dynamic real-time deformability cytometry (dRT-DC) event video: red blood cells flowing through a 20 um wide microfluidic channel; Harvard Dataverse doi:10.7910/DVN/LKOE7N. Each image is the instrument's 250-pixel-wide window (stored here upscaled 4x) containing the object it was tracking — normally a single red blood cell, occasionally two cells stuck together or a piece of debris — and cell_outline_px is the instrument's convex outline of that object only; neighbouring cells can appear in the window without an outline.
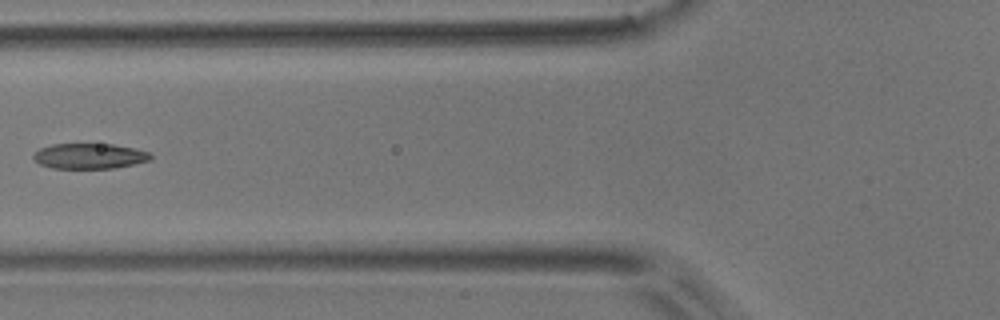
{"species": "common noctule bat (a hibernating species)", "species_latin": "Nyctalus noctula", "temperature_condition": "room temperature", "stored_images_in_passage": 6, "camera_frame_rate_fps": 3000, "um_per_image_px": 0.085, "animal": {"sex": "male", "body_mass_g": 17.9}, "frame": {"image": 1, "passage_image": 4, "time_ms": 1.0, "image_size_px": [1000, 320], "cell_outline_px": [[152, 160], [112, 168], [52, 168], [40, 164], [32, 156], [40, 148], [52, 144], [112, 144], [136, 148], [148, 152], [152, 156]], "centroid_in_image_um": [7.62, 13.26], "position_along_channel_um": 118.2, "area_um2": 17.22}}
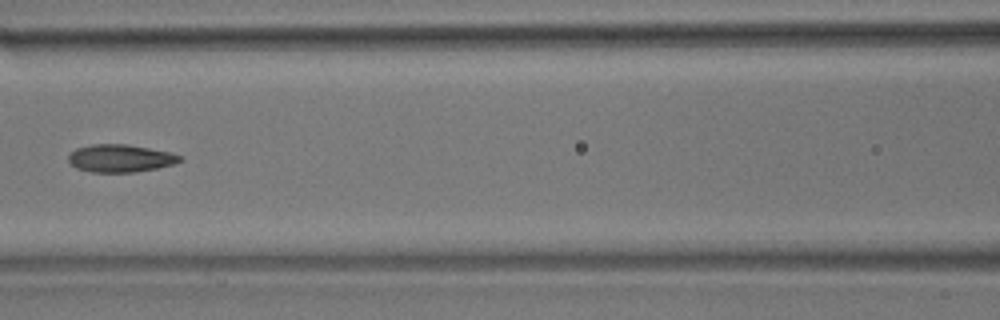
{"frame": {"image": 2, "passage_image": 5, "time_ms": 1.333, "image_size_px": [1000, 320], "cell_outline_px": [[184, 160], [172, 164], [156, 168], [136, 172], [92, 172], [76, 168], [68, 160], [68, 152], [76, 148], [92, 144], [128, 144], [168, 152], [180, 156]], "centroid_in_image_um": [10.18, 13.45], "position_along_channel_um": 156.4, "area_um2": 17.92}}
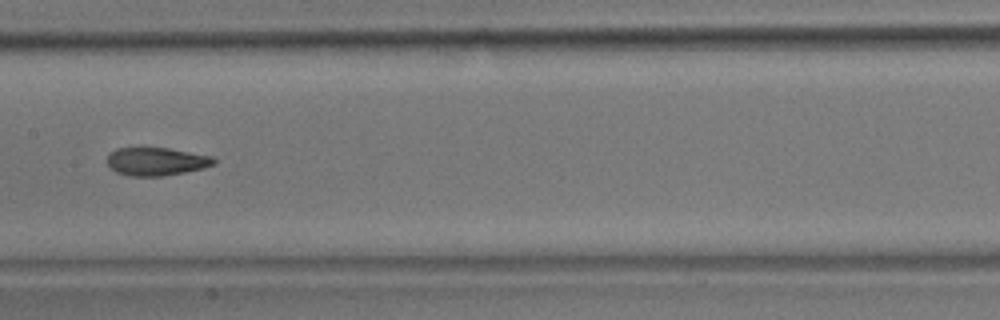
{"frame": {"image": 3, "passage_image": 6, "time_ms": 1.667, "image_size_px": [1000, 320], "cell_outline_px": [[216, 164], [204, 168], [184, 172], [160, 176], [128, 176], [116, 172], [108, 164], [108, 156], [116, 148], [168, 148], [212, 156], [216, 160]], "centroid_in_image_um": [13.31, 13.73], "position_along_channel_um": 194.1, "area_um2": 17.34}}